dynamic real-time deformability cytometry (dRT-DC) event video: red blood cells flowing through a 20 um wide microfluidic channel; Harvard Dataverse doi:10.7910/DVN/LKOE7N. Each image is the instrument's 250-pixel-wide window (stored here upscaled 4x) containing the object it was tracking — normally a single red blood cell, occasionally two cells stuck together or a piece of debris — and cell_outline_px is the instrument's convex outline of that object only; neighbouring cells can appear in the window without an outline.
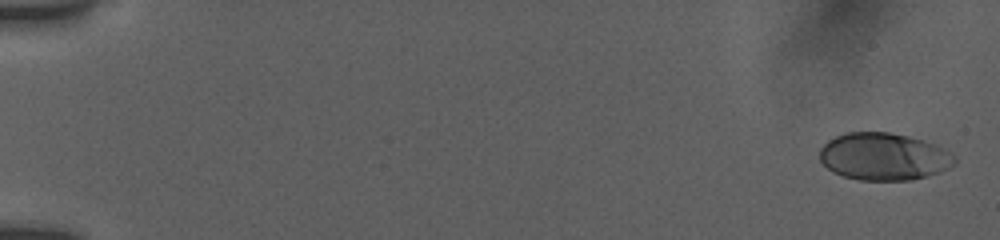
{"species": "human", "species_latin": "Homo sapiens", "temperature_condition": "room temperature", "stored_images_in_passage": 30, "camera_frame_rate_fps": 3000, "um_per_image_px": 0.085, "donor": {"sex": "female"}, "frame": {"image": 1, "passage_image": 1, "time_ms": 0.0, "image_size_px": [1000, 240], "cell_outline_px": [[956, 164], [940, 172], [912, 180], [860, 180], [844, 176], [832, 172], [820, 160], [820, 148], [828, 140], [844, 132], [888, 132], [908, 136], [924, 140], [936, 144], [952, 152], [956, 156]], "centroid_in_image_um": [75.15, 13.3], "position_along_channel_um": 9.8, "area_um2": 37.51}}
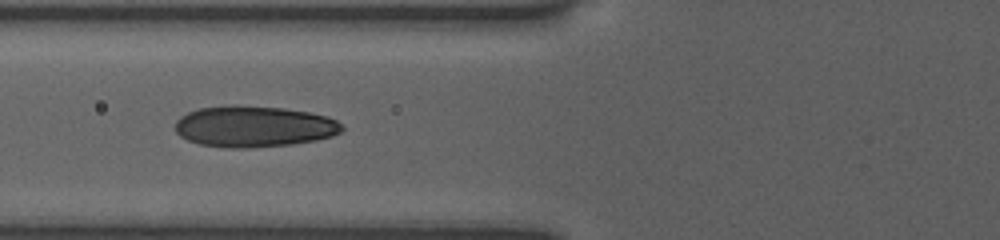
{"frame": {"image": 2, "passage_image": 23, "time_ms": 7.0, "image_size_px": [1000, 240], "cell_outline_px": [[344, 128], [340, 132], [332, 136], [316, 140], [292, 144], [248, 148], [232, 148], [200, 144], [188, 140], [180, 136], [176, 132], [176, 120], [180, 116], [188, 112], [200, 108], [236, 104], [284, 108], [308, 112], [328, 116], [336, 120]], "centroid_in_image_um": [21.58, 10.74], "position_along_channel_um": 104.2, "area_um2": 40.11}}
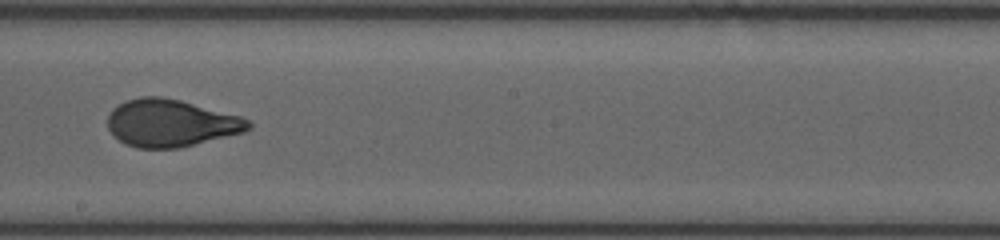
{"frame": {"image": 3, "passage_image": 30, "time_ms": 10.333, "image_size_px": [1000, 240], "cell_outline_px": [[252, 128], [244, 132], [180, 148], [136, 148], [124, 144], [108, 128], [108, 116], [112, 108], [128, 100], [140, 96], [160, 96], [180, 100], [240, 116], [248, 120], [252, 124]], "centroid_in_image_um": [14.52, 10.46], "position_along_channel_um": 233.7, "area_um2": 38.73}}